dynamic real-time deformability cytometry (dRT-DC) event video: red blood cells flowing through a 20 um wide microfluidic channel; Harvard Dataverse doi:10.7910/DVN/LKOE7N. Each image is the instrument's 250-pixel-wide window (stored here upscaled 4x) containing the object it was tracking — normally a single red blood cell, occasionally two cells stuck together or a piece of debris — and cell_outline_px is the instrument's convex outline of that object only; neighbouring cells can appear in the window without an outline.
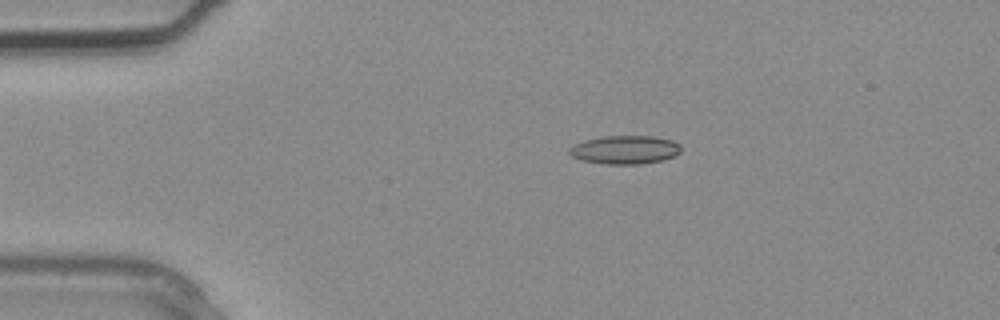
{"species": "common noctule bat (a hibernating species)", "species_latin": "Nyctalus noctula", "temperature_condition": "warm", "stored_images_in_passage": 2, "camera_frame_rate_fps": 3000, "um_per_image_px": 0.085, "animal": {"sex": "male", "body_mass_g": 20.4}, "frame": {"image": 1, "passage_image": 1, "time_ms": 0.0, "image_size_px": [1000, 320], "cell_outline_px": [[680, 152], [676, 156], [660, 160], [640, 164], [604, 164], [580, 160], [572, 156], [568, 152], [568, 148], [584, 140], [600, 136], [656, 136], [672, 140], [680, 144]], "centroid_in_image_um": [53.11, 12.72], "position_along_channel_um": 31.9, "area_um2": 18.67}}
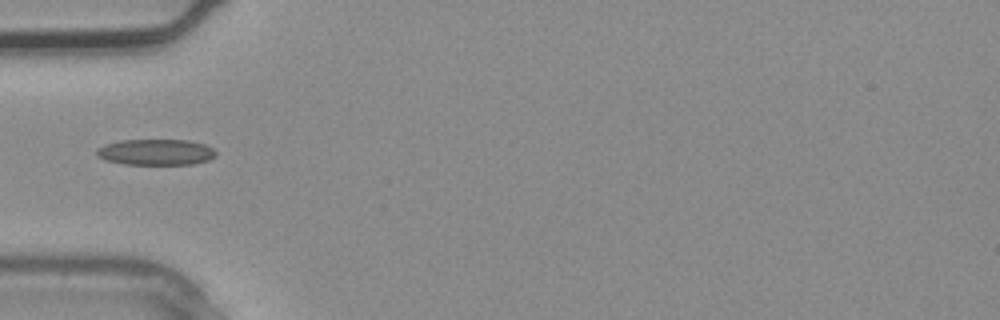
{"frame": {"image": 2, "passage_image": 2, "time_ms": 0.333, "image_size_px": [1000, 320], "cell_outline_px": [[216, 156], [208, 160], [192, 164], [124, 164], [104, 160], [96, 156], [96, 148], [104, 144], [120, 140], [188, 140], [204, 144], [212, 148], [216, 152]], "centroid_in_image_um": [13.2, 12.93], "position_along_channel_um": 71.8, "area_um2": 18.15}}